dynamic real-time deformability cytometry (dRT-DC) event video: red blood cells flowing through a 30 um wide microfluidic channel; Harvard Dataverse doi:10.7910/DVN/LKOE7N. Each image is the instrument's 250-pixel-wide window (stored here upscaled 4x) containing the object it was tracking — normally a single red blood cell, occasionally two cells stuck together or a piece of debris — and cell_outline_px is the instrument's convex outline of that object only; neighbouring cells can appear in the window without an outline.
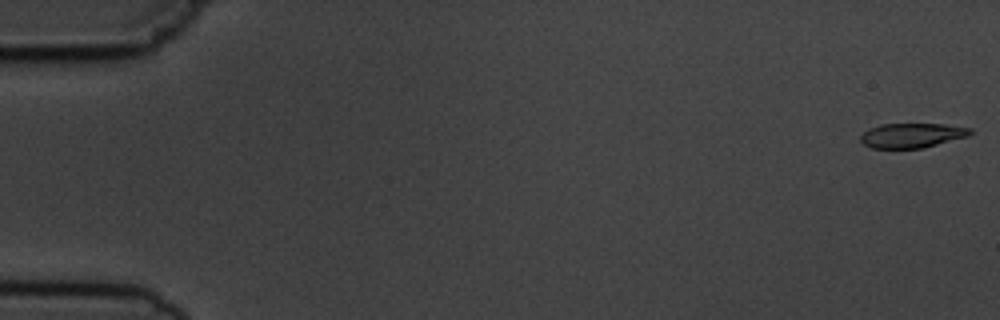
{"species": "common noctule bat (a hibernating species)", "species_latin": "Nyctalus noctula", "temperature_condition": "cold", "stored_images_in_passage": 9, "camera_frame_rate_fps": 3000, "um_per_image_px": 0.085, "animal": {"sex": "male", "body_mass_g": 19.5, "forearm_length_mm": 54.6}, "frame": {"image": 1, "passage_image": 1, "time_ms": 0.0, "image_size_px": [1000, 320], "cell_outline_px": [[972, 132], [968, 136], [924, 148], [872, 148], [864, 144], [860, 140], [860, 136], [868, 128], [880, 124], [944, 124], [972, 128]], "centroid_in_image_um": [77.51, 11.5], "position_along_channel_um": 7.5, "area_um2": 15.78}}
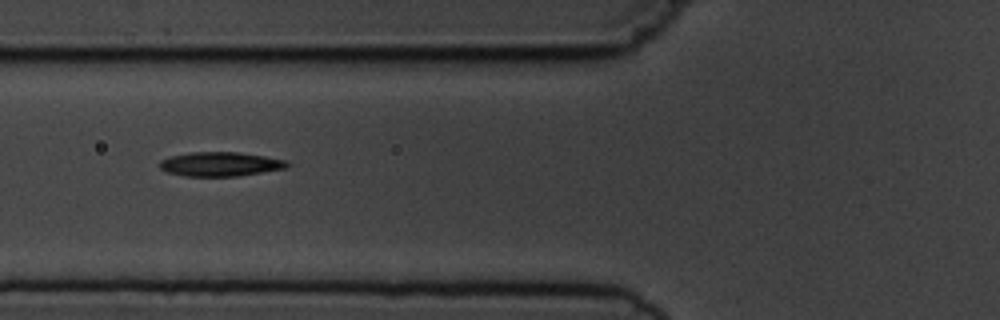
{"frame": {"image": 2, "passage_image": 7, "time_ms": 6.667, "image_size_px": [1000, 320], "cell_outline_px": [[292, 164], [284, 168], [240, 176], [184, 176], [168, 172], [160, 168], [160, 160], [168, 156], [188, 152], [236, 152], [264, 156], [288, 160]], "centroid_in_image_um": [18.72, 13.94], "position_along_channel_um": 107.1, "area_um2": 18.09}}
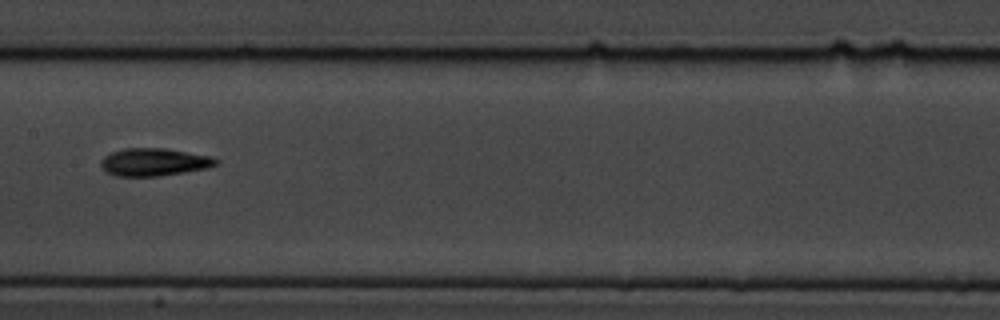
{"frame": {"image": 3, "passage_image": 9, "time_ms": 9.0, "image_size_px": [1000, 320], "cell_outline_px": [[220, 160], [216, 164], [208, 168], [160, 176], [116, 176], [108, 172], [100, 164], [100, 160], [104, 156], [112, 152], [124, 148], [164, 148], [212, 156]], "centroid_in_image_um": [13.11, 13.77], "position_along_channel_um": 194.3, "area_um2": 18.55}}